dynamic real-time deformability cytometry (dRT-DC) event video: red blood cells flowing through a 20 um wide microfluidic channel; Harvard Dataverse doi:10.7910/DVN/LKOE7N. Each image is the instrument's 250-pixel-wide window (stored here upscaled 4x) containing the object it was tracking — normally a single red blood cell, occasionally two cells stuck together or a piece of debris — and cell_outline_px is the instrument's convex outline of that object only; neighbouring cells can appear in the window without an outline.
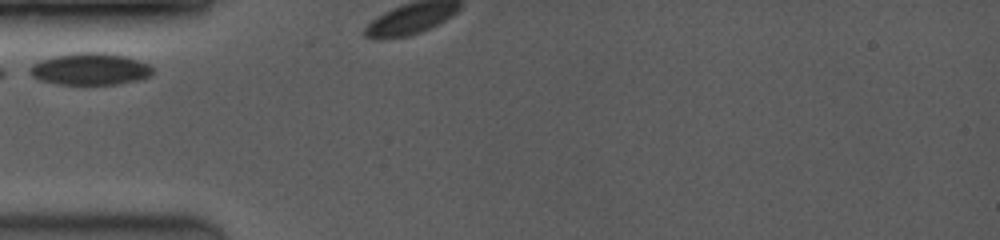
{"species": "common noctule bat (a hibernating species)", "species_latin": "Nyctalus noctula", "temperature_condition": "room temperature", "stored_images_in_passage": 2, "camera_frame_rate_fps": 3500, "um_per_image_px": 0.085, "animal": {"sex": "female", "body_mass_g": 19.0, "forearm_length_mm": 53.3}, "frame": {"image": 1, "passage_image": 1, "time_ms": 0.0, "image_size_px": [1000, 240], "cell_outline_px": [[156, 72], [148, 76], [136, 80], [120, 84], [56, 84], [40, 80], [32, 76], [28, 72], [28, 68], [32, 64], [40, 60], [56, 56], [76, 52], [104, 52], [124, 56], [148, 64]], "centroid_in_image_um": [7.63, 5.87], "position_along_channel_um": 77.4, "area_um2": 22.83}}